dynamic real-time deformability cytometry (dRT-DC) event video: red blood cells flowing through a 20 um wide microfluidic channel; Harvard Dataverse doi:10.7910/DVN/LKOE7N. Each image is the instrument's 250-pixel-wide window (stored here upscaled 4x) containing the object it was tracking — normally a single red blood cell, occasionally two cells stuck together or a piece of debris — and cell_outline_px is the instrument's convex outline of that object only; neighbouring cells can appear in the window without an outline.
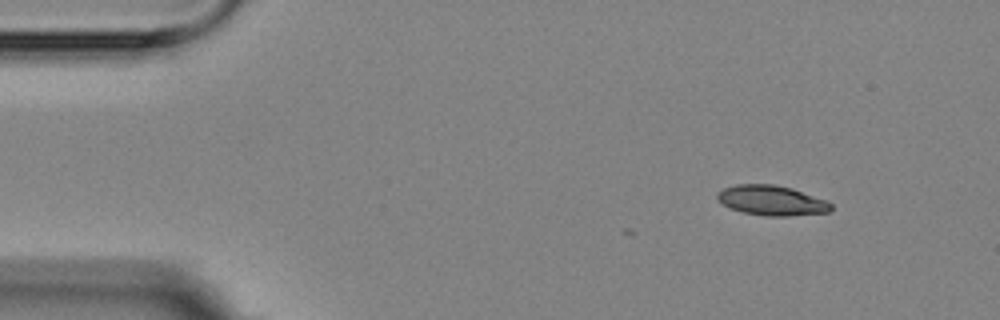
{"species": "Egyptian fruit bat (a non-hibernating species)", "species_latin": "Rousettus aegyptiacus", "temperature_condition": "room temperature", "stored_images_in_passage": 3, "camera_frame_rate_fps": 3000, "um_per_image_px": 0.085, "animal": {"sex": "female"}, "frame": {"image": 1, "passage_image": 1, "time_ms": 0.0, "image_size_px": [1000, 320], "cell_outline_px": [[832, 208], [828, 212], [788, 216], [768, 216], [744, 212], [732, 208], [716, 200], [716, 192], [724, 188], [736, 184], [772, 184], [792, 188], [828, 200], [832, 204]], "centroid_in_image_um": [65.6, 17.03], "position_along_channel_um": 19.4, "area_um2": 19.88}}